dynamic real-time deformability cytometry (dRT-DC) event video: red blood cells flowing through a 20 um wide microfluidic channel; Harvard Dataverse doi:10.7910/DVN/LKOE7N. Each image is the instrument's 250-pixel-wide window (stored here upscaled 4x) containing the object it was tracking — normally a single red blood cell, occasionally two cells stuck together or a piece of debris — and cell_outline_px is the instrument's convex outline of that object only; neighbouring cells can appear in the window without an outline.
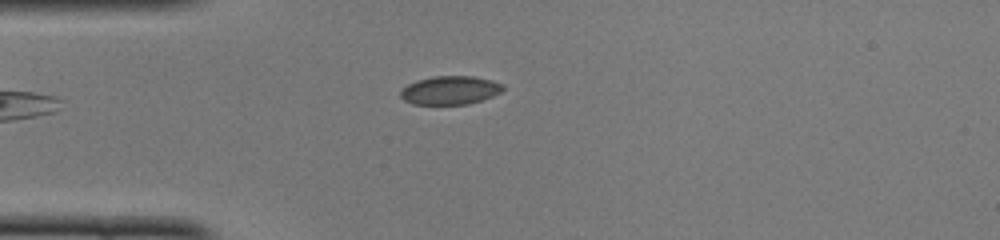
{"species": "common noctule bat (a hibernating species)", "species_latin": "Nyctalus noctula", "temperature_condition": "cold", "stored_images_in_passage": 37, "camera_frame_rate_fps": 3000, "um_per_image_px": 0.085, "animal": {"sex": "female", "body_mass_g": 22.0, "forearm_length_mm": 56.7}, "frame": {"image": 1, "passage_image": 1, "time_ms": 0.0, "image_size_px": [1000, 240], "cell_outline_px": [[504, 88], [500, 92], [492, 96], [468, 104], [412, 104], [404, 100], [400, 96], [400, 92], [408, 84], [432, 76], [472, 76], [492, 80], [504, 84]], "centroid_in_image_um": [38.27, 7.67], "position_along_channel_um": 46.7, "area_um2": 16.88}}
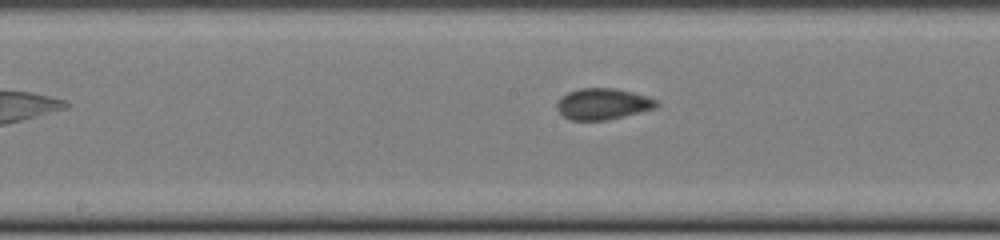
{"frame": {"image": 2, "passage_image": 13, "time_ms": 4.0, "image_size_px": [1000, 240], "cell_outline_px": [[660, 104], [656, 108], [608, 120], [572, 120], [564, 116], [556, 108], [556, 104], [560, 96], [568, 92], [580, 88], [612, 88], [632, 92], [656, 100]], "centroid_in_image_um": [51.22, 8.83], "position_along_channel_um": 197.0, "area_um2": 18.03}}
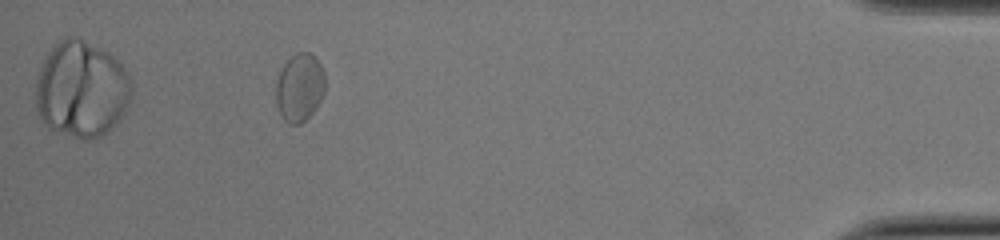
{"frame": {"image": 3, "passage_image": 33, "time_ms": 10.667, "image_size_px": [1000, 240], "cell_outline_px": [[324, 92], [316, 108], [300, 124], [288, 124], [280, 116], [276, 104], [276, 84], [280, 72], [284, 64], [296, 52], [308, 52], [316, 56], [324, 72]], "centroid_in_image_um": [25.46, 7.44], "position_along_channel_um": 409.7, "area_um2": 19.48}, "authors_computed_cell_mechanics": {"area_um2": 18.0336, "velocity_mm_per_s": 4.0635, "shape_relaxation_time_tau1_ms": null, "shape_relaxation_time_tau2_ms": 1.2172, "deformation_change_tau1": null, "deformation_change_tau2": 0.0445}}